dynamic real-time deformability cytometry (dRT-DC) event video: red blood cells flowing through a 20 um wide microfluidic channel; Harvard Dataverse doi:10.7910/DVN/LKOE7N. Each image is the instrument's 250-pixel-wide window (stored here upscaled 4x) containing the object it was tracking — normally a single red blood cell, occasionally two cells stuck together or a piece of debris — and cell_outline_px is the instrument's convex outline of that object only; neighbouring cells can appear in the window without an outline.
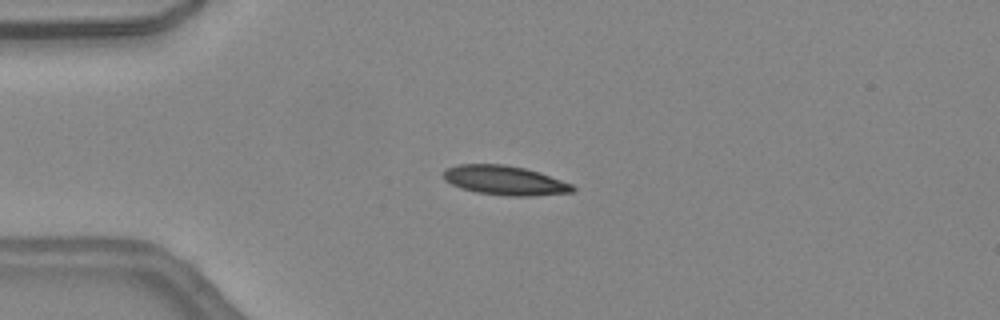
{"species": "common noctule bat (a hibernating species)", "species_latin": "Nyctalus noctula", "temperature_condition": "warm", "stored_images_in_passage": 35, "camera_frame_rate_fps": 3000, "um_per_image_px": 0.085, "animal": {"sex": "female", "body_mass_g": 24.6, "forearm_length_mm": 56.2}, "frame": {"image": 1, "passage_image": 1, "time_ms": 0.0, "image_size_px": [1000, 320], "cell_outline_px": [[576, 188], [572, 192], [528, 196], [504, 196], [476, 192], [460, 188], [444, 180], [444, 172], [448, 168], [460, 164], [504, 164], [524, 168], [572, 184]], "centroid_in_image_um": [42.87, 15.34], "position_along_channel_um": 42.1, "area_um2": 21.79}}
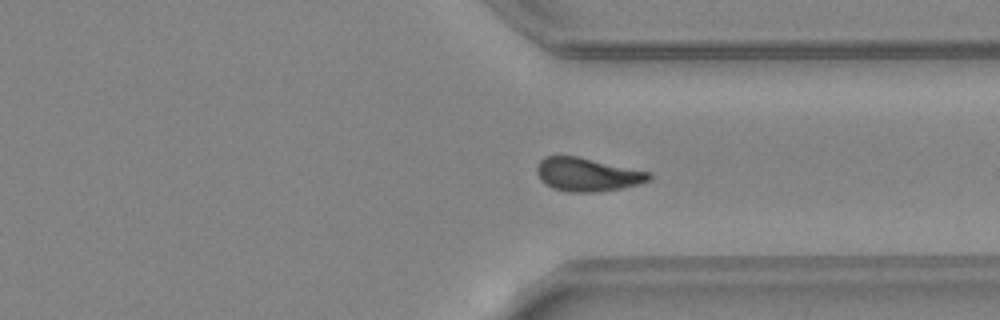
{"frame": {"image": 2, "passage_image": 24, "time_ms": 7.667, "image_size_px": [1000, 320], "cell_outline_px": [[652, 176], [648, 180], [624, 188], [596, 192], [568, 192], [552, 188], [544, 184], [540, 180], [536, 172], [536, 164], [544, 156], [576, 156], [652, 172]], "centroid_in_image_um": [49.88, 14.84], "position_along_channel_um": 361.5, "area_um2": 22.02}}
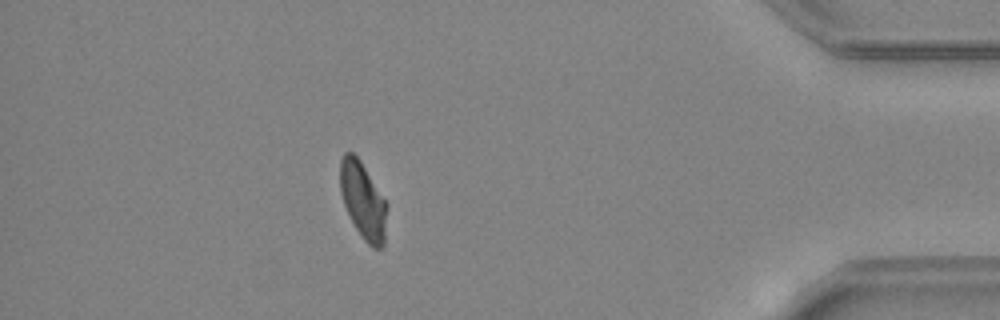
{"frame": {"image": 3, "passage_image": 30, "time_ms": 9.667, "image_size_px": [1000, 320], "cell_outline_px": [[388, 204], [384, 244], [380, 248], [372, 248], [364, 240], [356, 228], [344, 204], [340, 192], [340, 160], [344, 152], [352, 152], [360, 160]], "centroid_in_image_um": [30.87, 17.04], "position_along_channel_um": 404.3, "area_um2": 20.87}, "authors_computed_cell_mechanics": {"area_um2": 21.7906, "velocity_mm_per_s": 4.5111, "shape_relaxation_time_tau1_ms": 5.7979, "shape_relaxation_time_tau2_ms": 3.3072, "deformation_change_tau1": 0.2087, "deformation_change_tau2": 0.1126}}